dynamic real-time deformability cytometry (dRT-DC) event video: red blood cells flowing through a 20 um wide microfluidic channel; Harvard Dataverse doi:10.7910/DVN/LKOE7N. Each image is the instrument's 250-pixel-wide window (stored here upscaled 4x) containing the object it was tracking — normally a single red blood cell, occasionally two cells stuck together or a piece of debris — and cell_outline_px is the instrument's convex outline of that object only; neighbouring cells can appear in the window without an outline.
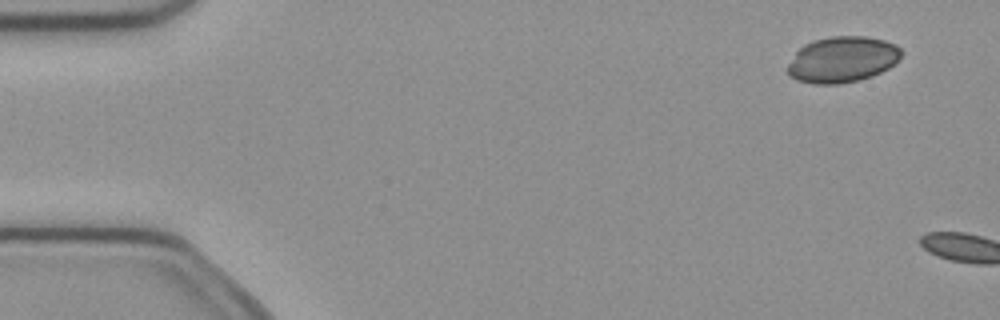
{"species": "common noctule bat (a hibernating species)", "species_latin": "Nyctalus noctula", "temperature_condition": "cold", "stored_images_in_passage": 2, "camera_frame_rate_fps": 3000, "um_per_image_px": 0.085, "animal": {"sex": "female", "body_mass_g": 21.9}, "frame": {"image": 1, "passage_image": 1, "time_ms": 0.0, "image_size_px": [1000, 320], "cell_outline_px": [[904, 52], [888, 68], [880, 72], [856, 80], [840, 84], [812, 84], [796, 80], [788, 76], [788, 64], [796, 52], [804, 44], [816, 40], [832, 36], [864, 36], [884, 40], [896, 44]], "centroid_in_image_um": [71.57, 5.05], "position_along_channel_um": 13.4, "area_um2": 30.23}}